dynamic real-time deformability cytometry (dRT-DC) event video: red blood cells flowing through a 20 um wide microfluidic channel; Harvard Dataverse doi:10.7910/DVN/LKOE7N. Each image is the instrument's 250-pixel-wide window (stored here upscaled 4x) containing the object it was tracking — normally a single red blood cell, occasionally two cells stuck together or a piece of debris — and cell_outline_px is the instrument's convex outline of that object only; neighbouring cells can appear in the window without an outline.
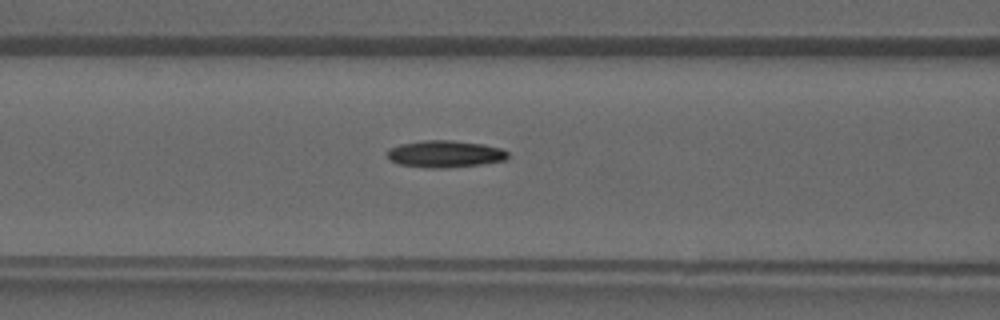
{"species": "common noctule bat (a hibernating species)", "species_latin": "Nyctalus noctula", "temperature_condition": "warm", "stored_images_in_passage": 30, "camera_frame_rate_fps": 3000, "um_per_image_px": 0.085, "animal": {"sex": "male", "forearm_length_mm": 52.5}, "frame": {"image": 1, "passage_image": 12, "time_ms": 3.667, "image_size_px": [1000, 320], "cell_outline_px": [[508, 156], [504, 160], [484, 164], [444, 168], [428, 168], [400, 164], [392, 160], [388, 156], [388, 148], [400, 144], [424, 140], [452, 140], [484, 144], [500, 148], [508, 152]], "centroid_in_image_um": [37.84, 13.08], "position_along_channel_um": 128.8, "area_um2": 18.9}}
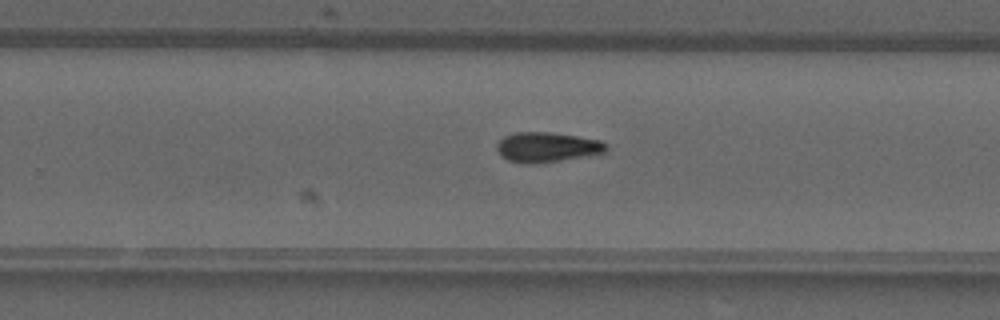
{"frame": {"image": 2, "passage_image": 21, "time_ms": 6.667, "image_size_px": [1000, 320], "cell_outline_px": [[608, 148], [604, 152], [584, 156], [536, 164], [524, 164], [508, 160], [500, 156], [496, 148], [496, 144], [504, 136], [516, 132], [552, 132], [600, 140]], "centroid_in_image_um": [46.43, 12.51], "position_along_channel_um": 283.4, "area_um2": 19.02}}
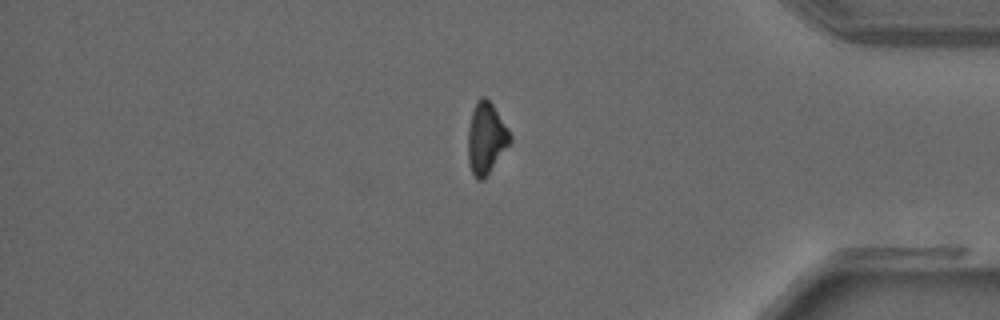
{"frame": {"image": 3, "passage_image": 29, "time_ms": 9.333, "image_size_px": [1000, 320], "cell_outline_px": [[512, 140], [484, 180], [476, 180], [468, 164], [468, 128], [472, 112], [476, 100], [480, 96], [484, 96], [492, 104], [512, 136]], "centroid_in_image_um": [41.3, 11.77], "position_along_channel_um": 393.9, "area_um2": 17.46}}